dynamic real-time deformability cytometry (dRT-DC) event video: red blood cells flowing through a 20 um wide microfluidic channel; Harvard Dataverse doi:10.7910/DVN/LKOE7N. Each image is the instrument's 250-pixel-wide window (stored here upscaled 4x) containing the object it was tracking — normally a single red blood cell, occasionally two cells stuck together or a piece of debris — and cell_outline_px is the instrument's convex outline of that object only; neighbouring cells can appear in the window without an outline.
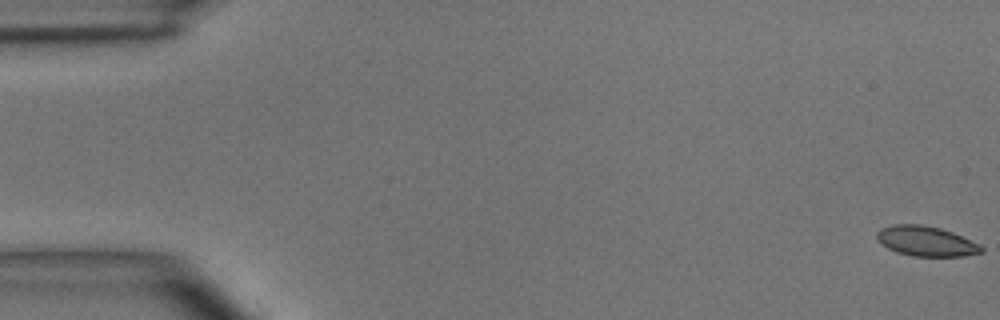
{"species": "common noctule bat (a hibernating species)", "species_latin": "Nyctalus noctula", "temperature_condition": "room temperature", "stored_images_in_passage": 51, "camera_frame_rate_fps": 3000, "um_per_image_px": 0.085, "animal": {"sex": "male", "body_mass_g": 15.6}, "frame": {"image": 1, "passage_image": 1, "time_ms": 0.0, "image_size_px": [1000, 320], "cell_outline_px": [[984, 252], [964, 256], [912, 256], [896, 252], [888, 248], [876, 236], [876, 232], [880, 228], [892, 224], [920, 224], [940, 228], [952, 232], [980, 244], [984, 248]], "centroid_in_image_um": [78.73, 20.5], "position_along_channel_um": 6.3, "area_um2": 18.26}}
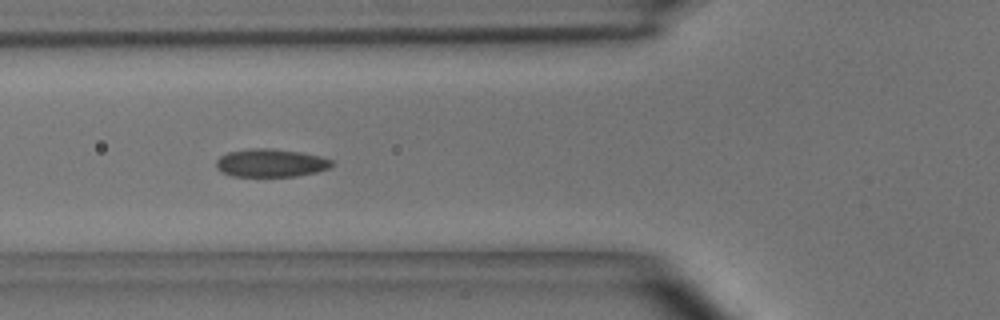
{"frame": {"image": 2, "passage_image": 19, "time_ms": 6.0, "image_size_px": [1000, 320], "cell_outline_px": [[332, 164], [328, 168], [316, 172], [296, 176], [232, 176], [220, 172], [216, 168], [216, 160], [220, 156], [228, 152], [248, 148], [272, 148], [300, 152], [320, 156], [332, 160]], "centroid_in_image_um": [22.96, 13.84], "position_along_channel_um": 102.8, "area_um2": 18.96}}
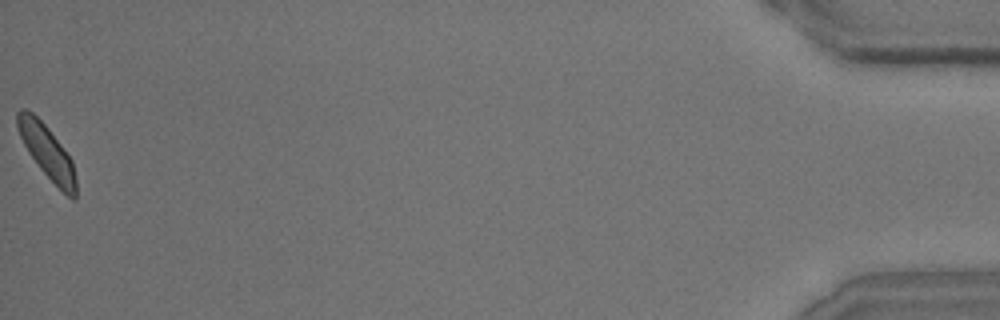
{"frame": {"image": 3, "passage_image": 51, "time_ms": 16.667, "image_size_px": [1000, 320], "cell_outline_px": [[76, 200], [72, 200], [40, 168], [28, 152], [20, 136], [16, 124], [16, 112], [20, 108], [24, 108], [32, 112], [48, 128], [72, 160], [76, 180]], "centroid_in_image_um": [3.98, 12.88], "position_along_channel_um": 431.2, "area_um2": 17.86}, "authors_computed_cell_mechanics": {"area_um2": 18.4382, "velocity_mm_per_s": 3.9936, "shape_relaxation_time_tau1_ms": 3.2761, "shape_relaxation_time_tau2_ms": 1.7019, "deformation_change_tau1": 0.0784, "deformation_change_tau2": 0.0573}}